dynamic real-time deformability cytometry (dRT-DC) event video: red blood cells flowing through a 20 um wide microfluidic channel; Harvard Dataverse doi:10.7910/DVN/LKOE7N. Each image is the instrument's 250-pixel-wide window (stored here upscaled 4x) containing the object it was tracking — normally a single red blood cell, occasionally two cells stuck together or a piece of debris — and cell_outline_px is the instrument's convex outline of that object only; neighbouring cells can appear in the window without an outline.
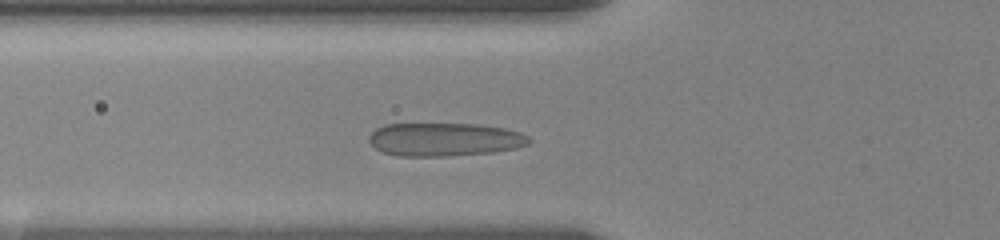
{"species": "human", "species_latin": "Homo sapiens", "temperature_condition": "room temperature", "stored_images_in_passage": 19, "camera_frame_rate_fps": 3000, "um_per_image_px": 0.085, "donor": {"sex": "female"}, "frame": {"image": 1, "passage_image": 5, "time_ms": 3.667, "image_size_px": [1000, 240], "cell_outline_px": [[532, 140], [528, 144], [516, 148], [492, 152], [448, 156], [396, 156], [380, 152], [368, 140], [368, 136], [376, 128], [384, 124], [476, 124], [504, 128], [520, 132], [528, 136]], "centroid_in_image_um": [37.76, 11.86], "position_along_channel_um": 88.0, "area_um2": 31.21}}
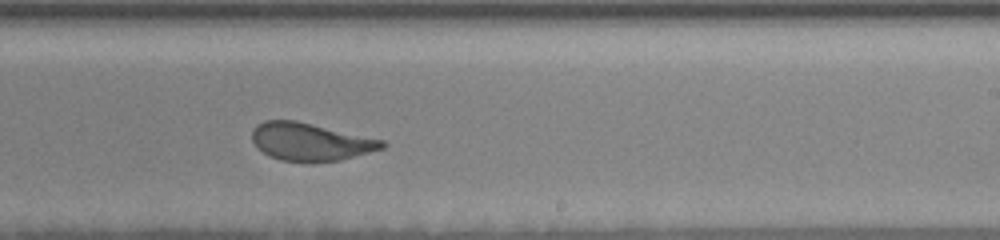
{"frame": {"image": 2, "passage_image": 11, "time_ms": 8.667, "image_size_px": [1000, 240], "cell_outline_px": [[388, 144], [384, 148], [340, 160], [280, 160], [268, 156], [256, 148], [252, 140], [252, 128], [256, 124], [264, 120], [296, 120], [384, 140]], "centroid_in_image_um": [26.35, 12.02], "position_along_channel_um": 262.7, "area_um2": 28.38}}
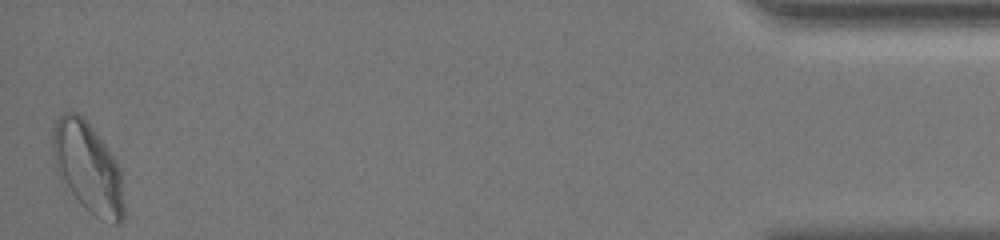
{"frame": {"image": 3, "passage_image": 19, "time_ms": 15.667, "image_size_px": [1000, 240], "cell_outline_px": [[124, 220], [120, 224], [112, 224], [88, 212], [84, 208], [72, 192], [56, 168], [52, 152], [52, 128], [56, 120], [64, 112], [76, 112], [88, 120], [120, 168], [124, 204]], "centroid_in_image_um": [7.48, 14.23], "position_along_channel_um": 427.7, "area_um2": 37.28}, "authors_computed_cell_mechanics": {"area_um2": 30.8652, "velocity_mm_per_s": 3.488, "shape_relaxation_time_tau1_ms": 5.4966, "shape_relaxation_time_tau2_ms": null, "deformation_change_tau1": 0.1588, "deformation_change_tau2": null}}